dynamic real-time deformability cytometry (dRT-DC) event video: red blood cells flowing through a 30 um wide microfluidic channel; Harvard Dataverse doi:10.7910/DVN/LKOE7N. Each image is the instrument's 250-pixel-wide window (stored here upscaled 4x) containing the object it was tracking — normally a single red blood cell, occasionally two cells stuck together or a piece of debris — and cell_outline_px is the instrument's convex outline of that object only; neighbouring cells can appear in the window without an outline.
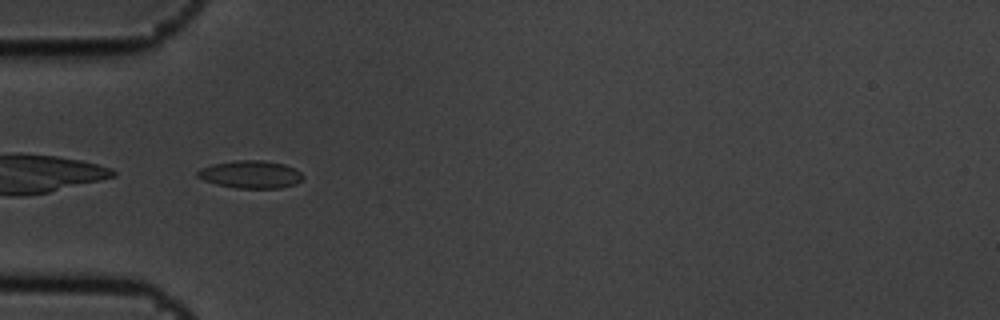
{"species": "common noctule bat (a hibernating species)", "species_latin": "Nyctalus noctula", "temperature_condition": "cold", "stored_images_in_passage": 6, "camera_frame_rate_fps": 3000, "um_per_image_px": 0.085, "animal": {"sex": "male", "body_mass_g": 19.5, "forearm_length_mm": 54.6}, "frame": {"image": 1, "passage_image": 5, "time_ms": 1.333, "image_size_px": [1000, 320], "cell_outline_px": [[304, 176], [296, 184], [280, 188], [236, 188], [216, 184], [204, 180], [196, 176], [196, 172], [200, 168], [212, 164], [236, 160], [260, 160], [284, 164], [300, 172]], "centroid_in_image_um": [21.27, 14.82], "position_along_channel_um": 63.7, "area_um2": 16.94}}